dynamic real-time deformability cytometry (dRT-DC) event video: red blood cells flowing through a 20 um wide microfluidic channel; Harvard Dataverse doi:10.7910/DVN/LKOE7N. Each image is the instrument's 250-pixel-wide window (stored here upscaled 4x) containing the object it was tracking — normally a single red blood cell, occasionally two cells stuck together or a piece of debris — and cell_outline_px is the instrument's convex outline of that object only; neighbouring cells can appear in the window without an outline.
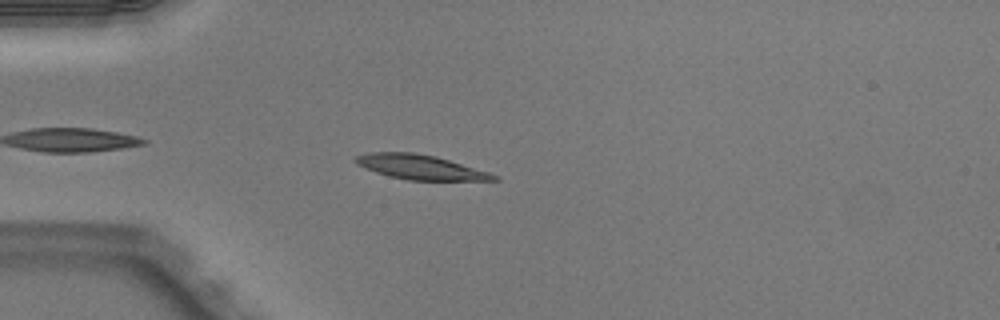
{"species": "Egyptian fruit bat (a non-hibernating species)", "species_latin": "Rousettus aegyptiacus", "temperature_condition": "warm", "stored_images_in_passage": 40, "camera_frame_rate_fps": 3000, "um_per_image_px": 0.085, "animal": {"sex": "male"}, "frame": {"image": 1, "passage_image": 4, "time_ms": 1.0, "image_size_px": [1000, 320], "cell_outline_px": [[500, 180], [408, 180], [388, 176], [364, 168], [356, 164], [352, 160], [356, 156], [372, 152], [412, 152], [436, 156], [488, 172], [500, 176]], "centroid_in_image_um": [35.7, 14.2], "position_along_channel_um": 49.3, "area_um2": 19.77}}
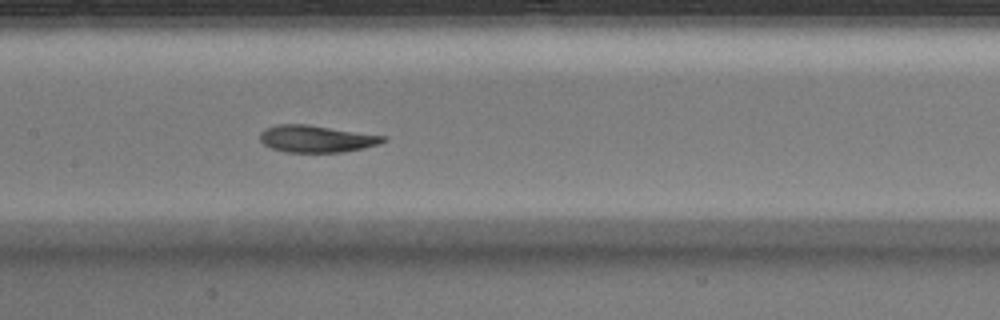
{"frame": {"image": 2, "passage_image": 15, "time_ms": 4.667, "image_size_px": [1000, 320], "cell_outline_px": [[388, 140], [380, 144], [364, 148], [344, 152], [284, 152], [272, 148], [264, 144], [260, 140], [260, 132], [264, 128], [276, 124], [308, 124], [388, 136]], "centroid_in_image_um": [26.93, 11.79], "position_along_channel_um": 180.5, "area_um2": 19.71}}
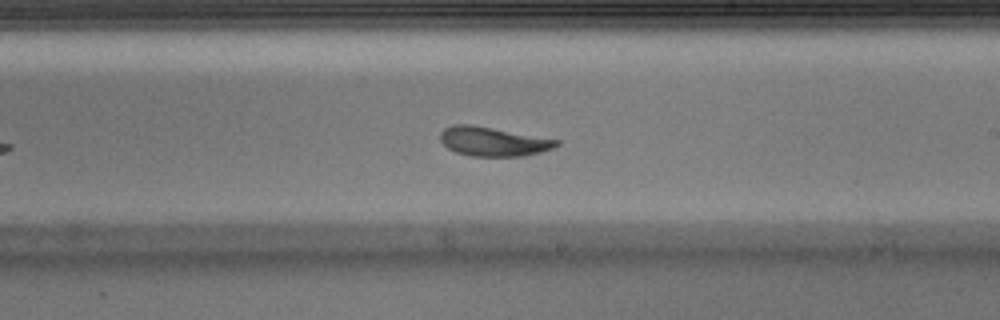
{"frame": {"image": 3, "passage_image": 20, "time_ms": 6.333, "image_size_px": [1000, 320], "cell_outline_px": [[560, 144], [552, 148], [540, 152], [524, 156], [472, 156], [456, 152], [448, 148], [440, 140], [440, 132], [444, 128], [456, 124], [472, 124], [560, 140]], "centroid_in_image_um": [41.91, 12.02], "position_along_channel_um": 247.1, "area_um2": 19.71}, "authors_computed_cell_mechanics": {"area_um2": 20.1722, "velocity_mm_per_s": 4.0058, "shape_relaxation_time_tau1_ms": 2.2564, "shape_relaxation_time_tau2_ms": 1.6744, "deformation_change_tau1": 0.1318, "deformation_change_tau2": 0.0821}}